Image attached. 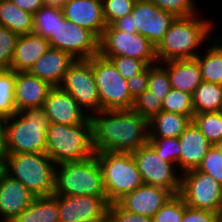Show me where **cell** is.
Listing matches in <instances>:
<instances>
[{"label":"cell","mask_w":222,"mask_h":222,"mask_svg":"<svg viewBox=\"0 0 222 222\" xmlns=\"http://www.w3.org/2000/svg\"><path fill=\"white\" fill-rule=\"evenodd\" d=\"M5 120L6 119L2 115H0V145L4 139Z\"/></svg>","instance_id":"obj_51"},{"label":"cell","mask_w":222,"mask_h":222,"mask_svg":"<svg viewBox=\"0 0 222 222\" xmlns=\"http://www.w3.org/2000/svg\"><path fill=\"white\" fill-rule=\"evenodd\" d=\"M104 20L111 25L117 19L132 13L135 3L131 0H102Z\"/></svg>","instance_id":"obj_40"},{"label":"cell","mask_w":222,"mask_h":222,"mask_svg":"<svg viewBox=\"0 0 222 222\" xmlns=\"http://www.w3.org/2000/svg\"><path fill=\"white\" fill-rule=\"evenodd\" d=\"M95 156L102 169L109 203L117 202L144 184L131 153L103 151L95 152Z\"/></svg>","instance_id":"obj_7"},{"label":"cell","mask_w":222,"mask_h":222,"mask_svg":"<svg viewBox=\"0 0 222 222\" xmlns=\"http://www.w3.org/2000/svg\"><path fill=\"white\" fill-rule=\"evenodd\" d=\"M176 16L146 0L135 3L132 10L133 28L155 46L163 39Z\"/></svg>","instance_id":"obj_15"},{"label":"cell","mask_w":222,"mask_h":222,"mask_svg":"<svg viewBox=\"0 0 222 222\" xmlns=\"http://www.w3.org/2000/svg\"><path fill=\"white\" fill-rule=\"evenodd\" d=\"M100 222H107V218H105L104 220H101Z\"/></svg>","instance_id":"obj_55"},{"label":"cell","mask_w":222,"mask_h":222,"mask_svg":"<svg viewBox=\"0 0 222 222\" xmlns=\"http://www.w3.org/2000/svg\"><path fill=\"white\" fill-rule=\"evenodd\" d=\"M59 87L68 92L89 116L101 111L92 69V58L75 60L64 75Z\"/></svg>","instance_id":"obj_11"},{"label":"cell","mask_w":222,"mask_h":222,"mask_svg":"<svg viewBox=\"0 0 222 222\" xmlns=\"http://www.w3.org/2000/svg\"><path fill=\"white\" fill-rule=\"evenodd\" d=\"M132 109L149 121L162 111V101L159 97L153 95L152 91L146 89L134 99Z\"/></svg>","instance_id":"obj_37"},{"label":"cell","mask_w":222,"mask_h":222,"mask_svg":"<svg viewBox=\"0 0 222 222\" xmlns=\"http://www.w3.org/2000/svg\"><path fill=\"white\" fill-rule=\"evenodd\" d=\"M60 222H100L108 217L107 197L55 195Z\"/></svg>","instance_id":"obj_14"},{"label":"cell","mask_w":222,"mask_h":222,"mask_svg":"<svg viewBox=\"0 0 222 222\" xmlns=\"http://www.w3.org/2000/svg\"><path fill=\"white\" fill-rule=\"evenodd\" d=\"M127 85L133 100L148 89V66L139 74L128 79Z\"/></svg>","instance_id":"obj_44"},{"label":"cell","mask_w":222,"mask_h":222,"mask_svg":"<svg viewBox=\"0 0 222 222\" xmlns=\"http://www.w3.org/2000/svg\"><path fill=\"white\" fill-rule=\"evenodd\" d=\"M192 99L195 114L222 111V85L202 81Z\"/></svg>","instance_id":"obj_28"},{"label":"cell","mask_w":222,"mask_h":222,"mask_svg":"<svg viewBox=\"0 0 222 222\" xmlns=\"http://www.w3.org/2000/svg\"><path fill=\"white\" fill-rule=\"evenodd\" d=\"M108 218L110 222H153L151 217L129 212L117 202L109 204Z\"/></svg>","instance_id":"obj_43"},{"label":"cell","mask_w":222,"mask_h":222,"mask_svg":"<svg viewBox=\"0 0 222 222\" xmlns=\"http://www.w3.org/2000/svg\"><path fill=\"white\" fill-rule=\"evenodd\" d=\"M53 195L107 197L97 157L56 165Z\"/></svg>","instance_id":"obj_4"},{"label":"cell","mask_w":222,"mask_h":222,"mask_svg":"<svg viewBox=\"0 0 222 222\" xmlns=\"http://www.w3.org/2000/svg\"><path fill=\"white\" fill-rule=\"evenodd\" d=\"M217 222H222V208L217 213Z\"/></svg>","instance_id":"obj_52"},{"label":"cell","mask_w":222,"mask_h":222,"mask_svg":"<svg viewBox=\"0 0 222 222\" xmlns=\"http://www.w3.org/2000/svg\"><path fill=\"white\" fill-rule=\"evenodd\" d=\"M21 10L35 14L41 7L45 6L44 0H10Z\"/></svg>","instance_id":"obj_46"},{"label":"cell","mask_w":222,"mask_h":222,"mask_svg":"<svg viewBox=\"0 0 222 222\" xmlns=\"http://www.w3.org/2000/svg\"><path fill=\"white\" fill-rule=\"evenodd\" d=\"M110 59L116 66L119 73L126 79H130L133 76L142 72L147 65L139 59L131 58L128 56H102Z\"/></svg>","instance_id":"obj_42"},{"label":"cell","mask_w":222,"mask_h":222,"mask_svg":"<svg viewBox=\"0 0 222 222\" xmlns=\"http://www.w3.org/2000/svg\"><path fill=\"white\" fill-rule=\"evenodd\" d=\"M15 83V70L0 69V115L5 119L18 112L15 104Z\"/></svg>","instance_id":"obj_31"},{"label":"cell","mask_w":222,"mask_h":222,"mask_svg":"<svg viewBox=\"0 0 222 222\" xmlns=\"http://www.w3.org/2000/svg\"><path fill=\"white\" fill-rule=\"evenodd\" d=\"M53 86L28 72H16L15 104L17 111L42 109Z\"/></svg>","instance_id":"obj_20"},{"label":"cell","mask_w":222,"mask_h":222,"mask_svg":"<svg viewBox=\"0 0 222 222\" xmlns=\"http://www.w3.org/2000/svg\"><path fill=\"white\" fill-rule=\"evenodd\" d=\"M215 146L217 147V149L221 152V154H222V140L221 141H219V142H217L216 144H215Z\"/></svg>","instance_id":"obj_53"},{"label":"cell","mask_w":222,"mask_h":222,"mask_svg":"<svg viewBox=\"0 0 222 222\" xmlns=\"http://www.w3.org/2000/svg\"><path fill=\"white\" fill-rule=\"evenodd\" d=\"M19 35L0 26V69H10Z\"/></svg>","instance_id":"obj_39"},{"label":"cell","mask_w":222,"mask_h":222,"mask_svg":"<svg viewBox=\"0 0 222 222\" xmlns=\"http://www.w3.org/2000/svg\"><path fill=\"white\" fill-rule=\"evenodd\" d=\"M218 31V32H217ZM216 30V35L215 32L213 33L210 42L222 53V34H218V33H222V31Z\"/></svg>","instance_id":"obj_48"},{"label":"cell","mask_w":222,"mask_h":222,"mask_svg":"<svg viewBox=\"0 0 222 222\" xmlns=\"http://www.w3.org/2000/svg\"><path fill=\"white\" fill-rule=\"evenodd\" d=\"M55 167L46 153H5V173L22 182L35 197L53 194Z\"/></svg>","instance_id":"obj_5"},{"label":"cell","mask_w":222,"mask_h":222,"mask_svg":"<svg viewBox=\"0 0 222 222\" xmlns=\"http://www.w3.org/2000/svg\"><path fill=\"white\" fill-rule=\"evenodd\" d=\"M50 48L60 49L75 60H88L99 55V38L89 29L64 18L59 29L48 40Z\"/></svg>","instance_id":"obj_13"},{"label":"cell","mask_w":222,"mask_h":222,"mask_svg":"<svg viewBox=\"0 0 222 222\" xmlns=\"http://www.w3.org/2000/svg\"><path fill=\"white\" fill-rule=\"evenodd\" d=\"M160 64L167 70L173 89L192 95L203 81L197 58L171 60Z\"/></svg>","instance_id":"obj_23"},{"label":"cell","mask_w":222,"mask_h":222,"mask_svg":"<svg viewBox=\"0 0 222 222\" xmlns=\"http://www.w3.org/2000/svg\"><path fill=\"white\" fill-rule=\"evenodd\" d=\"M11 222H60L55 195L35 197L34 201Z\"/></svg>","instance_id":"obj_26"},{"label":"cell","mask_w":222,"mask_h":222,"mask_svg":"<svg viewBox=\"0 0 222 222\" xmlns=\"http://www.w3.org/2000/svg\"><path fill=\"white\" fill-rule=\"evenodd\" d=\"M50 120L41 109H23L5 120V153H46V135Z\"/></svg>","instance_id":"obj_3"},{"label":"cell","mask_w":222,"mask_h":222,"mask_svg":"<svg viewBox=\"0 0 222 222\" xmlns=\"http://www.w3.org/2000/svg\"><path fill=\"white\" fill-rule=\"evenodd\" d=\"M200 12L176 17L163 39L156 46L158 63L171 60L196 58L210 43L218 29L214 17L206 18ZM201 50V51H200Z\"/></svg>","instance_id":"obj_2"},{"label":"cell","mask_w":222,"mask_h":222,"mask_svg":"<svg viewBox=\"0 0 222 222\" xmlns=\"http://www.w3.org/2000/svg\"><path fill=\"white\" fill-rule=\"evenodd\" d=\"M46 154L55 165L83 161L94 156L91 123L74 126L50 123L46 135Z\"/></svg>","instance_id":"obj_6"},{"label":"cell","mask_w":222,"mask_h":222,"mask_svg":"<svg viewBox=\"0 0 222 222\" xmlns=\"http://www.w3.org/2000/svg\"><path fill=\"white\" fill-rule=\"evenodd\" d=\"M90 120L95 152L131 153L149 141L148 120L133 109L102 110Z\"/></svg>","instance_id":"obj_1"},{"label":"cell","mask_w":222,"mask_h":222,"mask_svg":"<svg viewBox=\"0 0 222 222\" xmlns=\"http://www.w3.org/2000/svg\"><path fill=\"white\" fill-rule=\"evenodd\" d=\"M148 89L161 101L165 99L171 90L170 77L167 70L160 64L148 66Z\"/></svg>","instance_id":"obj_34"},{"label":"cell","mask_w":222,"mask_h":222,"mask_svg":"<svg viewBox=\"0 0 222 222\" xmlns=\"http://www.w3.org/2000/svg\"><path fill=\"white\" fill-rule=\"evenodd\" d=\"M162 111L186 115L193 120L195 113L192 95L171 88L168 95L162 101Z\"/></svg>","instance_id":"obj_33"},{"label":"cell","mask_w":222,"mask_h":222,"mask_svg":"<svg viewBox=\"0 0 222 222\" xmlns=\"http://www.w3.org/2000/svg\"><path fill=\"white\" fill-rule=\"evenodd\" d=\"M131 154L144 184L164 188L173 195L180 193L181 173L175 164L163 160L148 143Z\"/></svg>","instance_id":"obj_10"},{"label":"cell","mask_w":222,"mask_h":222,"mask_svg":"<svg viewBox=\"0 0 222 222\" xmlns=\"http://www.w3.org/2000/svg\"><path fill=\"white\" fill-rule=\"evenodd\" d=\"M116 30L123 31L125 33H138L136 28H133L132 13L121 17L111 24Z\"/></svg>","instance_id":"obj_47"},{"label":"cell","mask_w":222,"mask_h":222,"mask_svg":"<svg viewBox=\"0 0 222 222\" xmlns=\"http://www.w3.org/2000/svg\"><path fill=\"white\" fill-rule=\"evenodd\" d=\"M64 18L62 8L45 5L33 14L32 33L49 40L50 37L57 32Z\"/></svg>","instance_id":"obj_29"},{"label":"cell","mask_w":222,"mask_h":222,"mask_svg":"<svg viewBox=\"0 0 222 222\" xmlns=\"http://www.w3.org/2000/svg\"><path fill=\"white\" fill-rule=\"evenodd\" d=\"M4 166H5V152L3 151L2 146L0 145V177L5 172Z\"/></svg>","instance_id":"obj_50"},{"label":"cell","mask_w":222,"mask_h":222,"mask_svg":"<svg viewBox=\"0 0 222 222\" xmlns=\"http://www.w3.org/2000/svg\"><path fill=\"white\" fill-rule=\"evenodd\" d=\"M133 1L134 3H138V2H143V1H146V0H131Z\"/></svg>","instance_id":"obj_54"},{"label":"cell","mask_w":222,"mask_h":222,"mask_svg":"<svg viewBox=\"0 0 222 222\" xmlns=\"http://www.w3.org/2000/svg\"><path fill=\"white\" fill-rule=\"evenodd\" d=\"M62 10L68 21L89 29L98 38L107 27L102 0H68Z\"/></svg>","instance_id":"obj_19"},{"label":"cell","mask_w":222,"mask_h":222,"mask_svg":"<svg viewBox=\"0 0 222 222\" xmlns=\"http://www.w3.org/2000/svg\"><path fill=\"white\" fill-rule=\"evenodd\" d=\"M178 138L180 141V157L177 169L181 174L197 169L212 144L193 121Z\"/></svg>","instance_id":"obj_21"},{"label":"cell","mask_w":222,"mask_h":222,"mask_svg":"<svg viewBox=\"0 0 222 222\" xmlns=\"http://www.w3.org/2000/svg\"><path fill=\"white\" fill-rule=\"evenodd\" d=\"M35 199L22 182L5 172L0 177V222H11Z\"/></svg>","instance_id":"obj_18"},{"label":"cell","mask_w":222,"mask_h":222,"mask_svg":"<svg viewBox=\"0 0 222 222\" xmlns=\"http://www.w3.org/2000/svg\"><path fill=\"white\" fill-rule=\"evenodd\" d=\"M68 0H44L45 5L62 8Z\"/></svg>","instance_id":"obj_49"},{"label":"cell","mask_w":222,"mask_h":222,"mask_svg":"<svg viewBox=\"0 0 222 222\" xmlns=\"http://www.w3.org/2000/svg\"><path fill=\"white\" fill-rule=\"evenodd\" d=\"M192 121L186 115L161 111L148 121L149 138H178Z\"/></svg>","instance_id":"obj_25"},{"label":"cell","mask_w":222,"mask_h":222,"mask_svg":"<svg viewBox=\"0 0 222 222\" xmlns=\"http://www.w3.org/2000/svg\"><path fill=\"white\" fill-rule=\"evenodd\" d=\"M179 195L191 208L215 213L222 208V185L198 169L181 174Z\"/></svg>","instance_id":"obj_12"},{"label":"cell","mask_w":222,"mask_h":222,"mask_svg":"<svg viewBox=\"0 0 222 222\" xmlns=\"http://www.w3.org/2000/svg\"><path fill=\"white\" fill-rule=\"evenodd\" d=\"M172 196L169 190L143 184L124 195L117 203L129 212L152 218Z\"/></svg>","instance_id":"obj_17"},{"label":"cell","mask_w":222,"mask_h":222,"mask_svg":"<svg viewBox=\"0 0 222 222\" xmlns=\"http://www.w3.org/2000/svg\"><path fill=\"white\" fill-rule=\"evenodd\" d=\"M49 48V41L40 35L35 33L19 35L10 69L16 72H28Z\"/></svg>","instance_id":"obj_24"},{"label":"cell","mask_w":222,"mask_h":222,"mask_svg":"<svg viewBox=\"0 0 222 222\" xmlns=\"http://www.w3.org/2000/svg\"><path fill=\"white\" fill-rule=\"evenodd\" d=\"M186 204L179 195H173L152 217L153 222H181Z\"/></svg>","instance_id":"obj_35"},{"label":"cell","mask_w":222,"mask_h":222,"mask_svg":"<svg viewBox=\"0 0 222 222\" xmlns=\"http://www.w3.org/2000/svg\"><path fill=\"white\" fill-rule=\"evenodd\" d=\"M181 222H217V213L191 208L186 205Z\"/></svg>","instance_id":"obj_45"},{"label":"cell","mask_w":222,"mask_h":222,"mask_svg":"<svg viewBox=\"0 0 222 222\" xmlns=\"http://www.w3.org/2000/svg\"><path fill=\"white\" fill-rule=\"evenodd\" d=\"M148 144L163 160L175 164L177 167V163L180 157L179 138H149Z\"/></svg>","instance_id":"obj_36"},{"label":"cell","mask_w":222,"mask_h":222,"mask_svg":"<svg viewBox=\"0 0 222 222\" xmlns=\"http://www.w3.org/2000/svg\"><path fill=\"white\" fill-rule=\"evenodd\" d=\"M75 59L68 53L49 48L32 66L29 72L47 81L53 87L59 86Z\"/></svg>","instance_id":"obj_22"},{"label":"cell","mask_w":222,"mask_h":222,"mask_svg":"<svg viewBox=\"0 0 222 222\" xmlns=\"http://www.w3.org/2000/svg\"><path fill=\"white\" fill-rule=\"evenodd\" d=\"M196 58L202 80L222 85V53L210 42Z\"/></svg>","instance_id":"obj_30"},{"label":"cell","mask_w":222,"mask_h":222,"mask_svg":"<svg viewBox=\"0 0 222 222\" xmlns=\"http://www.w3.org/2000/svg\"><path fill=\"white\" fill-rule=\"evenodd\" d=\"M50 123L74 126L91 123L90 116L59 86L53 87L41 109Z\"/></svg>","instance_id":"obj_16"},{"label":"cell","mask_w":222,"mask_h":222,"mask_svg":"<svg viewBox=\"0 0 222 222\" xmlns=\"http://www.w3.org/2000/svg\"><path fill=\"white\" fill-rule=\"evenodd\" d=\"M92 69L102 110L132 109L127 80L110 59L100 55L92 57Z\"/></svg>","instance_id":"obj_8"},{"label":"cell","mask_w":222,"mask_h":222,"mask_svg":"<svg viewBox=\"0 0 222 222\" xmlns=\"http://www.w3.org/2000/svg\"><path fill=\"white\" fill-rule=\"evenodd\" d=\"M193 122L212 145L222 140V111L194 114Z\"/></svg>","instance_id":"obj_32"},{"label":"cell","mask_w":222,"mask_h":222,"mask_svg":"<svg viewBox=\"0 0 222 222\" xmlns=\"http://www.w3.org/2000/svg\"><path fill=\"white\" fill-rule=\"evenodd\" d=\"M0 26L7 27L18 35L33 31V14L21 10L10 0L0 2Z\"/></svg>","instance_id":"obj_27"},{"label":"cell","mask_w":222,"mask_h":222,"mask_svg":"<svg viewBox=\"0 0 222 222\" xmlns=\"http://www.w3.org/2000/svg\"><path fill=\"white\" fill-rule=\"evenodd\" d=\"M100 56H128L147 66L158 63L156 46L139 33H125L107 25L99 38Z\"/></svg>","instance_id":"obj_9"},{"label":"cell","mask_w":222,"mask_h":222,"mask_svg":"<svg viewBox=\"0 0 222 222\" xmlns=\"http://www.w3.org/2000/svg\"><path fill=\"white\" fill-rule=\"evenodd\" d=\"M160 9L172 13L176 17H186L201 12L197 0H149ZM198 6H200L198 8Z\"/></svg>","instance_id":"obj_38"},{"label":"cell","mask_w":222,"mask_h":222,"mask_svg":"<svg viewBox=\"0 0 222 222\" xmlns=\"http://www.w3.org/2000/svg\"><path fill=\"white\" fill-rule=\"evenodd\" d=\"M197 169L212 176L222 185V154L215 145L209 148Z\"/></svg>","instance_id":"obj_41"}]
</instances>
